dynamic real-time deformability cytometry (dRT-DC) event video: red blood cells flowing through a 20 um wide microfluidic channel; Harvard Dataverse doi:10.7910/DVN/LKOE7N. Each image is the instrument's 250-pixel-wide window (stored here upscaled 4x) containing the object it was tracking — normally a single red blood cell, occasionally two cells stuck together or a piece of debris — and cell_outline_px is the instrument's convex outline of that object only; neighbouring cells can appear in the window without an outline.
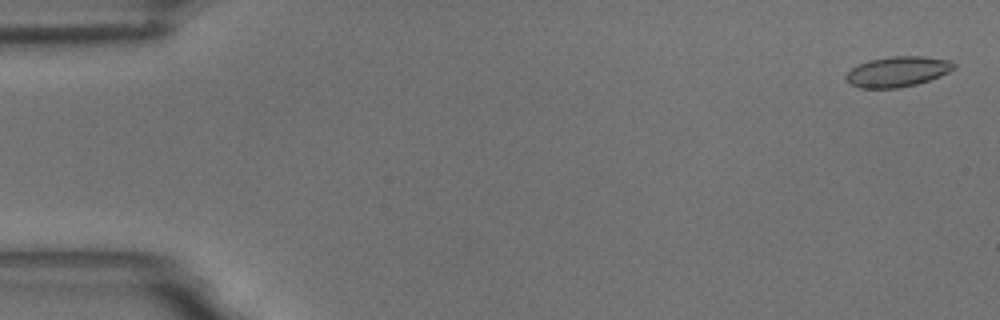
{"species": "common noctule bat (a hibernating species)", "species_latin": "Nyctalus noctula", "temperature_condition": "room temperature", "stored_images_in_passage": 10, "camera_frame_rate_fps": 3000, "um_per_image_px": 0.085, "animal": {"sex": "male", "body_mass_g": 18.8}, "frame": {"image": 1, "passage_image": 2, "time_ms": 0.333, "image_size_px": [1000, 320], "cell_outline_px": [[956, 68], [940, 76], [916, 84], [900, 88], [860, 88], [852, 84], [844, 76], [852, 68], [868, 60], [892, 56], [924, 56], [952, 60], [956, 64]], "centroid_in_image_um": [76.34, 6.08], "position_along_channel_um": 8.7, "area_um2": 19.07}}